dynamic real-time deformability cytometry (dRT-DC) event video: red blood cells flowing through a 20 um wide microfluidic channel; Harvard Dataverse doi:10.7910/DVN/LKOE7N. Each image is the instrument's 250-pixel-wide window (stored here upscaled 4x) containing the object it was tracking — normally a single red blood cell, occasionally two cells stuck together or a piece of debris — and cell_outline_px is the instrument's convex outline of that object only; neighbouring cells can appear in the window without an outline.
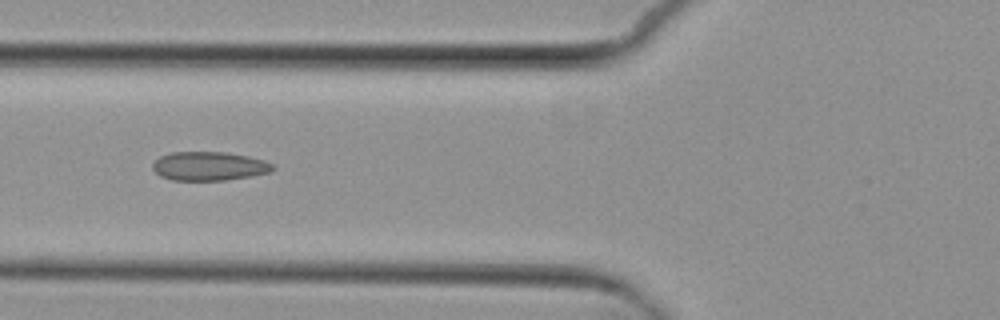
{"species": "common noctule bat (a hibernating species)", "species_latin": "Nyctalus noctula", "temperature_condition": "cold", "stored_images_in_passage": 7, "camera_frame_rate_fps": 3000, "um_per_image_px": 0.085, "animal": {"sex": "female", "body_mass_g": 29.2, "forearm_length_mm": 56.3}, "frame": {"image": 1, "passage_image": 4, "time_ms": 3.667, "image_size_px": [1000, 320], "cell_outline_px": [[276, 168], [272, 172], [252, 176], [224, 180], [172, 180], [160, 176], [152, 168], [152, 164], [160, 156], [172, 152], [224, 152], [248, 156], [264, 160], [272, 164]], "centroid_in_image_um": [17.79, 14.12], "position_along_channel_um": 108.0, "area_um2": 20.23}}
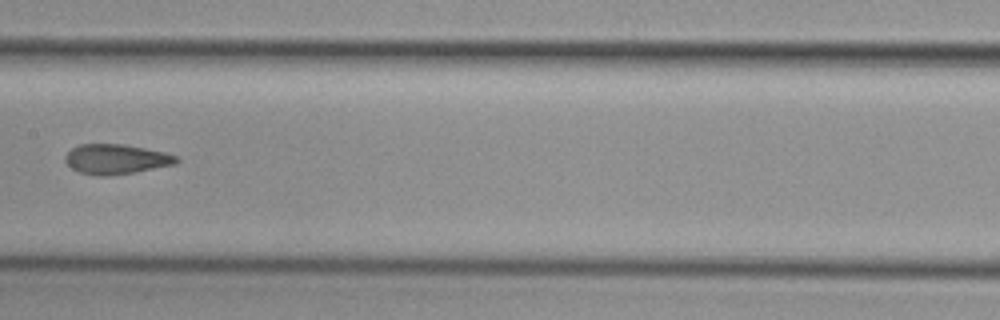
{"frame": {"image": 2, "passage_image": 6, "time_ms": 6.0, "image_size_px": [1000, 320], "cell_outline_px": [[180, 160], [176, 164], [132, 172], [108, 176], [96, 176], [80, 172], [72, 168], [64, 160], [64, 156], [72, 148], [80, 144], [124, 144], [164, 152], [176, 156]], "centroid_in_image_um": [9.85, 13.52], "position_along_channel_um": 197.6, "area_um2": 19.25}}
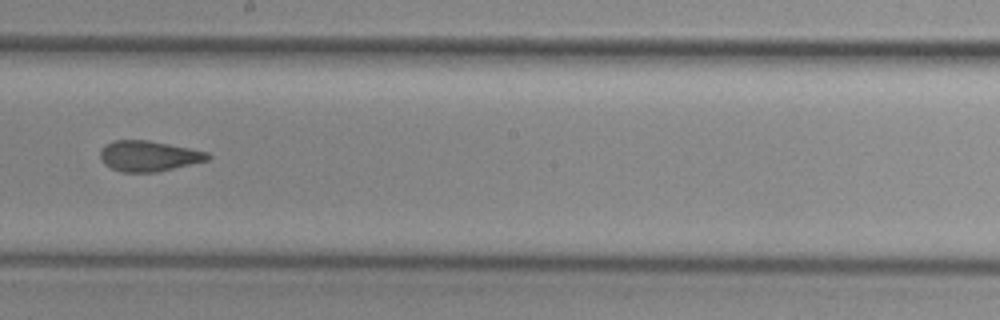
{"frame": {"image": 3, "passage_image": 7, "time_ms": 7.0, "image_size_px": [1000, 320], "cell_outline_px": [[212, 156], [208, 160], [156, 172], [120, 172], [104, 164], [100, 160], [100, 148], [104, 144], [112, 140], [148, 140], [208, 152]], "centroid_in_image_um": [12.58, 13.25], "position_along_channel_um": 235.6, "area_um2": 19.19}}